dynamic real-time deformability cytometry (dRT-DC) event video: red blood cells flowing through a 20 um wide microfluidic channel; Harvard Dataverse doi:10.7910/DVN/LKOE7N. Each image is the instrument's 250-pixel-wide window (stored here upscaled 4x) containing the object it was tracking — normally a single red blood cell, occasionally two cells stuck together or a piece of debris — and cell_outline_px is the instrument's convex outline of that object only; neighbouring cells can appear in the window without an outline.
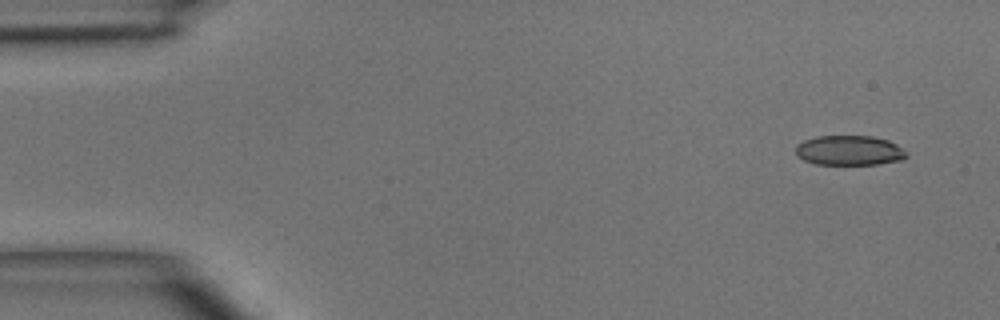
{"species": "common noctule bat (a hibernating species)", "species_latin": "Nyctalus noctula", "temperature_condition": "room temperature", "stored_images_in_passage": 5, "segment_of_instrument_passage": [1, 2], "camera_frame_rate_fps": 3000, "um_per_image_px": 0.085, "animal": {"sex": "male", "body_mass_g": 15.6}, "frame": {"image": 1, "passage_image": 1, "time_ms": 0.0, "image_size_px": [1000, 320], "cell_outline_px": [[908, 156], [900, 160], [876, 164], [816, 164], [804, 160], [796, 156], [796, 144], [804, 140], [816, 136], [872, 136], [888, 140], [896, 144], [908, 152]], "centroid_in_image_um": [72.18, 12.78], "position_along_channel_um": 12.8, "area_um2": 19.31}}
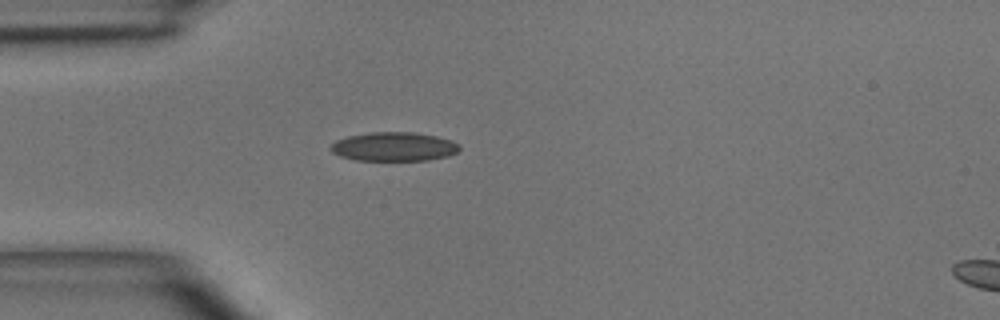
{"frame": {"image": 2, "passage_image": 4, "time_ms": 3.333, "image_size_px": [1000, 320], "cell_outline_px": [[460, 148], [456, 152], [448, 156], [428, 160], [356, 160], [340, 156], [332, 152], [328, 148], [336, 140], [348, 136], [372, 132], [416, 132], [436, 136], [452, 140], [460, 144]], "centroid_in_image_um": [33.49, 12.46], "position_along_channel_um": 51.5, "area_um2": 21.79}}